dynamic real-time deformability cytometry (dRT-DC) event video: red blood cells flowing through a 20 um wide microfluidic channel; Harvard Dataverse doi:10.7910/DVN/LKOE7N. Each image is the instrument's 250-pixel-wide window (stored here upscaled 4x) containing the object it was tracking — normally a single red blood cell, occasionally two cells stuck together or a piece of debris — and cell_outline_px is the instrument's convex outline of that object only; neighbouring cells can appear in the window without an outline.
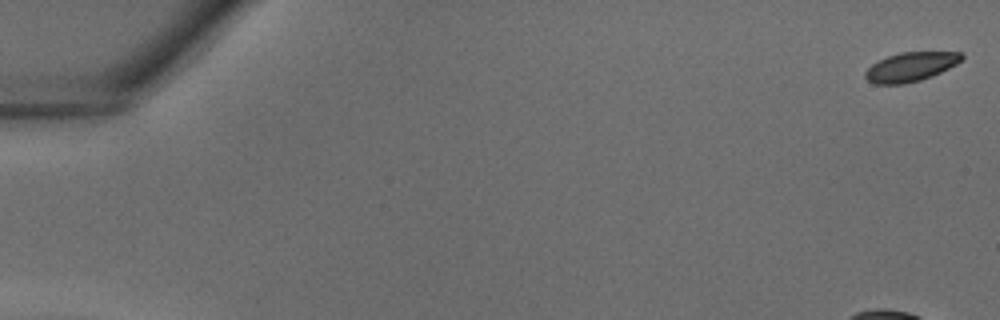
{"species": "common noctule bat (a hibernating species)", "species_latin": "Nyctalus noctula", "temperature_condition": "warm", "stored_images_in_passage": 40, "camera_frame_rate_fps": 3000, "um_per_image_px": 0.085, "animal": {"sex": "male", "body_mass_g": 18.8}, "frame": {"image": 1, "passage_image": 1, "time_ms": 0.0, "image_size_px": [1000, 320], "cell_outline_px": [[964, 56], [956, 64], [932, 76], [920, 80], [904, 84], [872, 84], [864, 76], [864, 72], [872, 64], [888, 56], [900, 52], [960, 52]], "centroid_in_image_um": [77.37, 5.69], "position_along_channel_um": 7.6, "area_um2": 16.24}}
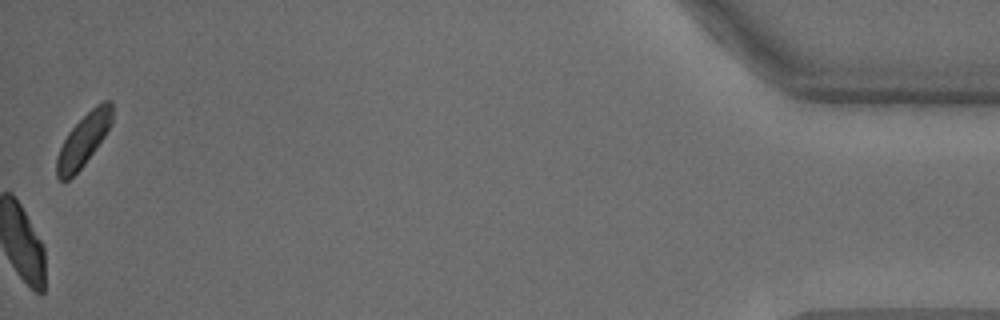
{"frame": {"image": 2, "passage_image": 40, "time_ms": 13.0, "image_size_px": [1000, 320], "cell_outline_px": [[112, 124], [96, 148], [84, 164], [68, 180], [60, 180], [56, 176], [56, 156], [68, 132], [96, 104], [104, 100], [112, 100]], "centroid_in_image_um": [7.1, 11.88], "position_along_channel_um": 428.1, "area_um2": 16.65}}